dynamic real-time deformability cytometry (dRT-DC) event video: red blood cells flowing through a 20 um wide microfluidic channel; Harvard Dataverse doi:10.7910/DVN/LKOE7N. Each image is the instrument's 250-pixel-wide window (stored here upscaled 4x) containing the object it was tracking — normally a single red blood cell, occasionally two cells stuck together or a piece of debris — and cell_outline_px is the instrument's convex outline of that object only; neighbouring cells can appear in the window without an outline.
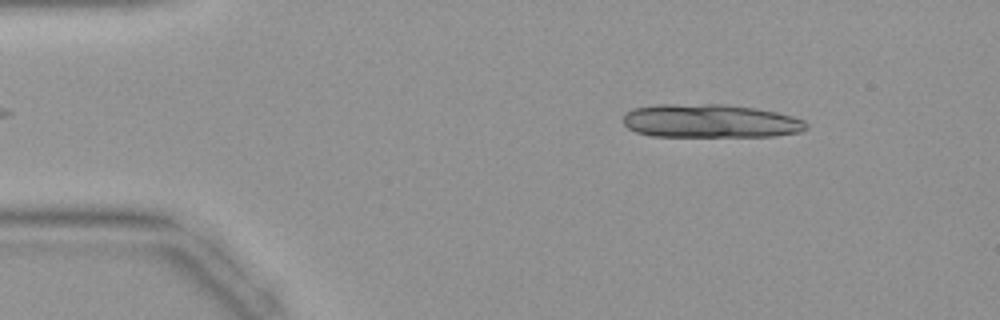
{"species": "common noctule bat (a hibernating species)", "species_latin": "Nyctalus noctula", "temperature_condition": "warm", "stored_images_in_passage": 31, "camera_frame_rate_fps": 3000, "um_per_image_px": 0.085, "animal": {"sex": "female", "body_mass_g": 19.9}, "frame": {"image": 1, "passage_image": 5, "time_ms": 1.333, "image_size_px": [1000, 320], "cell_outline_px": [[808, 128], [800, 132], [776, 136], [652, 136], [636, 132], [628, 128], [624, 124], [624, 116], [632, 108], [656, 104], [724, 104], [756, 108], [776, 112], [792, 116], [804, 120], [808, 124]], "centroid_in_image_um": [60.38, 10.28], "position_along_channel_um": 24.6, "area_um2": 35.95}}
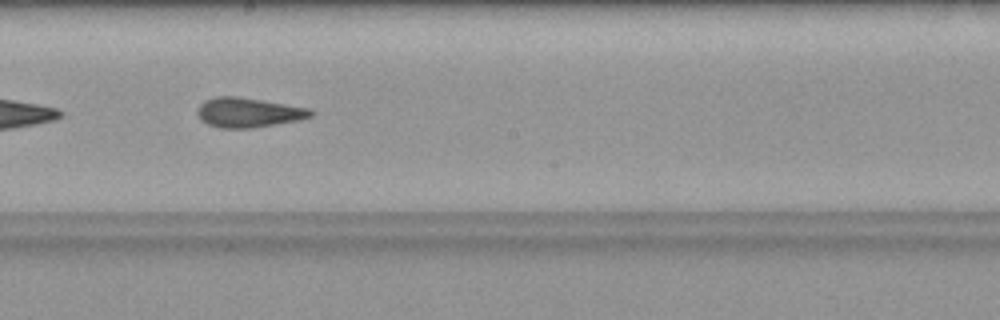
{"frame": {"image": 2, "passage_image": 23, "time_ms": 7.333, "image_size_px": [1000, 320], "cell_outline_px": [[316, 112], [312, 116], [300, 120], [252, 128], [220, 128], [208, 124], [200, 120], [196, 112], [196, 108], [204, 100], [216, 96], [236, 96], [312, 108]], "centroid_in_image_um": [21.12, 9.56], "position_along_channel_um": 227.1, "area_um2": 19.88}}
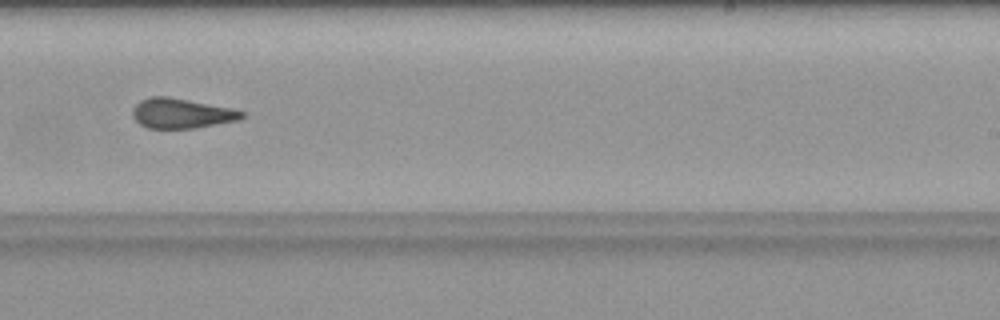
{"frame": {"image": 3, "passage_image": 26, "time_ms": 8.333, "image_size_px": [1000, 320], "cell_outline_px": [[244, 116], [240, 120], [196, 128], [148, 128], [140, 124], [132, 116], [132, 108], [140, 100], [152, 96], [168, 96], [232, 108], [244, 112]], "centroid_in_image_um": [15.42, 9.63], "position_along_channel_um": 273.6, "area_um2": 19.13}}